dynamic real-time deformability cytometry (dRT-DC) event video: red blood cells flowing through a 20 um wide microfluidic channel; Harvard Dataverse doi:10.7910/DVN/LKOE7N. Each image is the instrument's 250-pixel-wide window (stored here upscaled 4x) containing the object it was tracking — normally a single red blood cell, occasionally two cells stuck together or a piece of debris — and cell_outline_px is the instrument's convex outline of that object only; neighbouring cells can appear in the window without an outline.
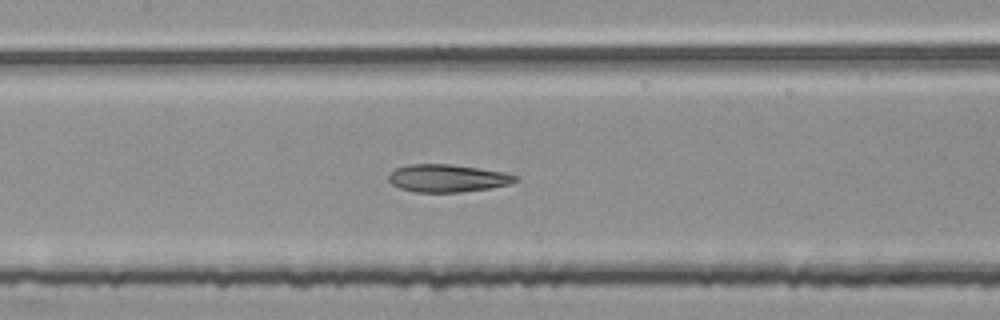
{"species": "common noctule bat (a hibernating species)", "species_latin": "Nyctalus noctula", "temperature_condition": "room temperature", "stored_images_in_passage": 52, "camera_frame_rate_fps": 3000, "um_per_image_px": 0.085, "animal": {"sex": "female", "body_mass_g": 25.1}, "frame": {"image": 1, "passage_image": 25, "time_ms": 8.0, "image_size_px": [1000, 320], "cell_outline_px": [[520, 176], [516, 180], [508, 184], [488, 188], [460, 192], [412, 192], [400, 188], [392, 184], [388, 180], [388, 176], [396, 168], [408, 164], [448, 164], [504, 172]], "centroid_in_image_um": [38.0, 15.15], "position_along_channel_um": 169.4, "area_um2": 20.23}}
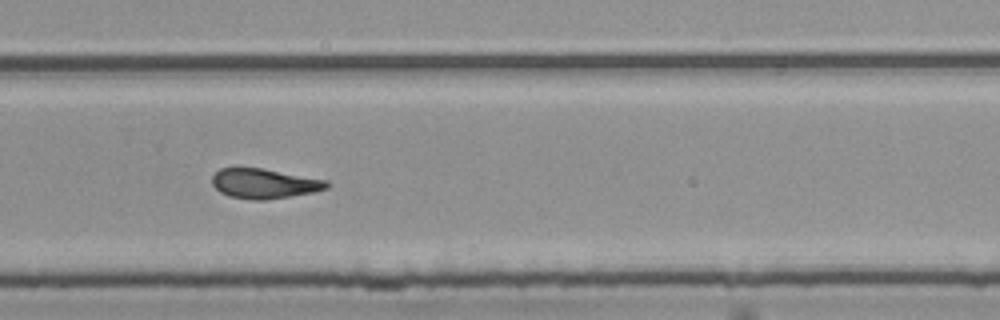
{"frame": {"image": 2, "passage_image": 36, "time_ms": 11.667, "image_size_px": [1000, 320], "cell_outline_px": [[328, 188], [312, 192], [264, 200], [252, 200], [228, 196], [220, 192], [212, 184], [212, 176], [220, 168], [236, 164], [260, 168], [328, 180]], "centroid_in_image_um": [22.37, 15.56], "position_along_channel_um": 307.4, "area_um2": 20.29}}
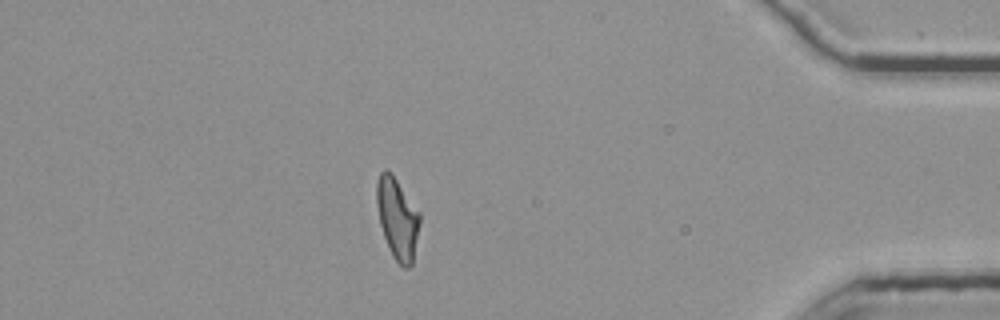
{"frame": {"image": 3, "passage_image": 47, "time_ms": 15.333, "image_size_px": [1000, 320], "cell_outline_px": [[420, 224], [412, 264], [408, 268], [404, 268], [392, 256], [388, 248], [380, 224], [376, 204], [376, 184], [380, 172], [384, 168], [392, 172], [420, 212]], "centroid_in_image_um": [33.77, 18.53], "position_along_channel_um": 401.4, "area_um2": 20.63}, "authors_computed_cell_mechanics": {"area_um2": 20.7213, "velocity_mm_per_s": 3.7857, "shape_relaxation_time_tau1_ms": null, "shape_relaxation_time_tau2_ms": 1.8609, "deformation_change_tau1": null, "deformation_change_tau2": 0.1069}}